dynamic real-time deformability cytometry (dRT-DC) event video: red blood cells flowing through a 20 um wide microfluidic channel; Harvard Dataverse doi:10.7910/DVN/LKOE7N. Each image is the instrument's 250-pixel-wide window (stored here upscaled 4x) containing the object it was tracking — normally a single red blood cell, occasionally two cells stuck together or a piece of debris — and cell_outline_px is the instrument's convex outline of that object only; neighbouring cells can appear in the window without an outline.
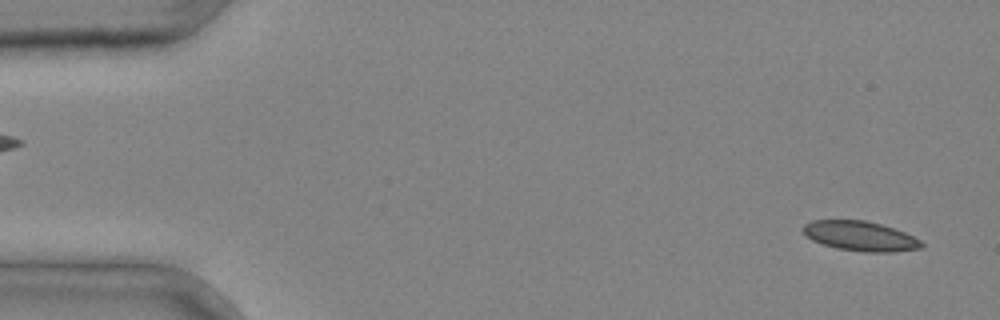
{"species": "common noctule bat (a hibernating species)", "species_latin": "Nyctalus noctula", "temperature_condition": "cold", "stored_images_in_passage": 3, "camera_frame_rate_fps": 3000, "um_per_image_px": 0.085, "animal": {"sex": "male", "body_mass_g": 20.4}, "frame": {"image": 1, "passage_image": 3, "time_ms": 0.667, "image_size_px": [1000, 320], "cell_outline_px": [[924, 244], [920, 248], [892, 252], [864, 252], [836, 248], [812, 240], [800, 228], [804, 224], [812, 220], [864, 220], [880, 224], [904, 232], [920, 240]], "centroid_in_image_um": [73.1, 20.06], "position_along_channel_um": 11.9, "area_um2": 20.35}}